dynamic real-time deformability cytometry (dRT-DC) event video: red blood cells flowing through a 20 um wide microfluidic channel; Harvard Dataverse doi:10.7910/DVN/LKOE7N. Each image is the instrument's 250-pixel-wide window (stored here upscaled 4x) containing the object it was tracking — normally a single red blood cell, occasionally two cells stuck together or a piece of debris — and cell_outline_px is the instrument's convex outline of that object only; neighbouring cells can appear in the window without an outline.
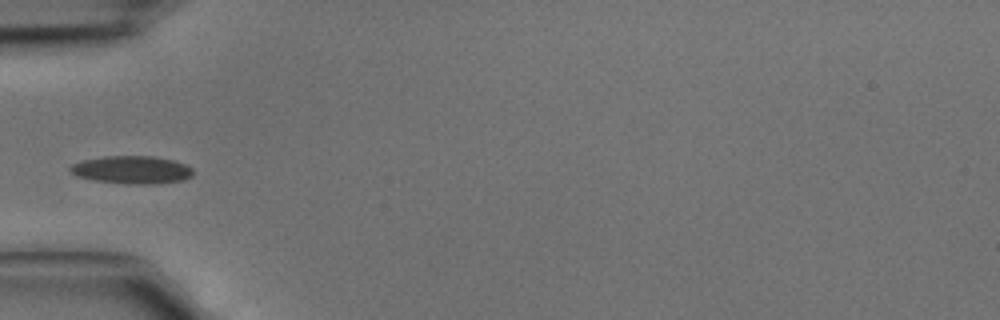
{"species": "common noctule bat (a hibernating species)", "species_latin": "Nyctalus noctula", "temperature_condition": "cold", "stored_images_in_passage": 5, "camera_frame_rate_fps": 3000, "um_per_image_px": 0.085, "animal": {"sex": "male", "body_mass_g": 15.6}, "frame": {"image": 1, "passage_image": 5, "time_ms": 1.333, "image_size_px": [1000, 320], "cell_outline_px": [[192, 176], [184, 180], [156, 184], [124, 184], [96, 180], [76, 176], [68, 172], [68, 168], [72, 164], [84, 160], [104, 156], [152, 156], [176, 160], [192, 168]], "centroid_in_image_um": [11.2, 14.44], "position_along_channel_um": 73.8, "area_um2": 20.11}}